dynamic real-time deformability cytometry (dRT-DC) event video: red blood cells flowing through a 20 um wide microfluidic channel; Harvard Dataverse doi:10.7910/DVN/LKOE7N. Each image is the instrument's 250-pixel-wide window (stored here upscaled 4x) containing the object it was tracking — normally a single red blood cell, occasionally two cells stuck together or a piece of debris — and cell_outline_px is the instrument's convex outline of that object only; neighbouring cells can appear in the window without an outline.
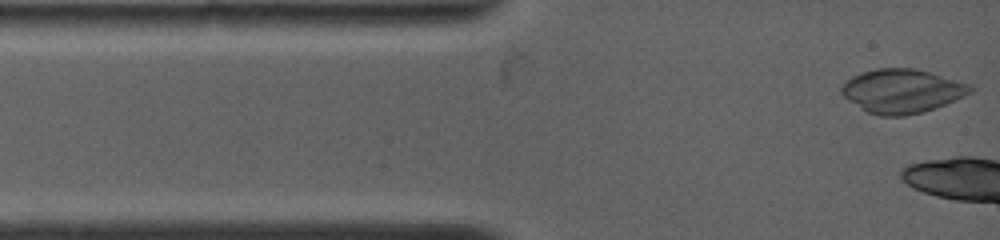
{"species": "common noctule bat (a hibernating species)", "species_latin": "Nyctalus noctula", "temperature_condition": "warm", "stored_images_in_passage": 5, "camera_frame_rate_fps": 4500, "um_per_image_px": 0.085, "animal": {"sex": "female", "body_mass_g": 19.0, "forearm_length_mm": 53.3}, "frame": {"image": 1, "passage_image": 1, "time_ms": 0.0, "image_size_px": [1000, 240], "cell_outline_px": [[972, 92], [956, 100], [936, 108], [924, 112], [904, 116], [880, 116], [868, 112], [860, 108], [848, 100], [840, 92], [840, 88], [844, 80], [860, 72], [876, 68], [912, 68], [928, 72], [972, 84]], "centroid_in_image_um": [76.64, 7.74], "position_along_channel_um": 8.4, "area_um2": 33.18}}